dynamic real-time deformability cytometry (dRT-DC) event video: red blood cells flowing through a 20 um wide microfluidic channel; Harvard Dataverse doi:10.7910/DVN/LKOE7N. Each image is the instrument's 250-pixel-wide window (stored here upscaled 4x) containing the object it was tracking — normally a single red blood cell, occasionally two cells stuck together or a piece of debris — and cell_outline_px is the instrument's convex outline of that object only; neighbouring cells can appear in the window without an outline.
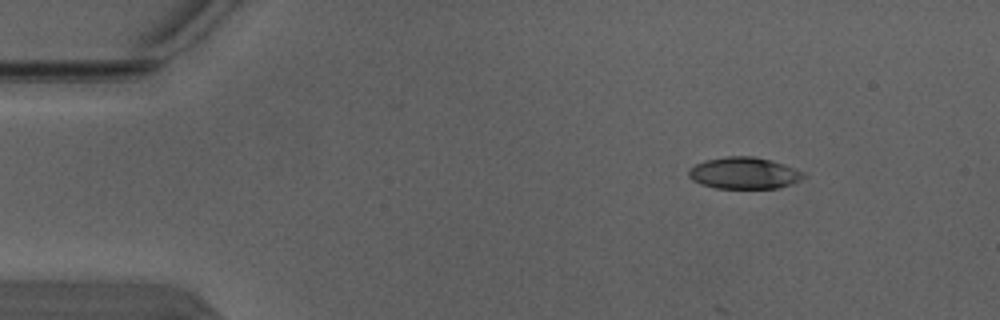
{"species": "Egyptian fruit bat (a non-hibernating species)", "species_latin": "Rousettus aegyptiacus", "temperature_condition": "warm", "stored_images_in_passage": 4, "camera_frame_rate_fps": 3000, "um_per_image_px": 0.085, "animal": {"sex": "male"}, "frame": {"image": 1, "passage_image": 1, "time_ms": 0.0, "image_size_px": [1000, 320], "cell_outline_px": [[804, 176], [800, 180], [792, 184], [780, 188], [716, 188], [700, 184], [692, 180], [688, 176], [688, 168], [704, 160], [728, 156], [756, 156], [772, 160], [784, 164], [804, 172]], "centroid_in_image_um": [63.23, 14.71], "position_along_channel_um": 21.8, "area_um2": 21.39}}
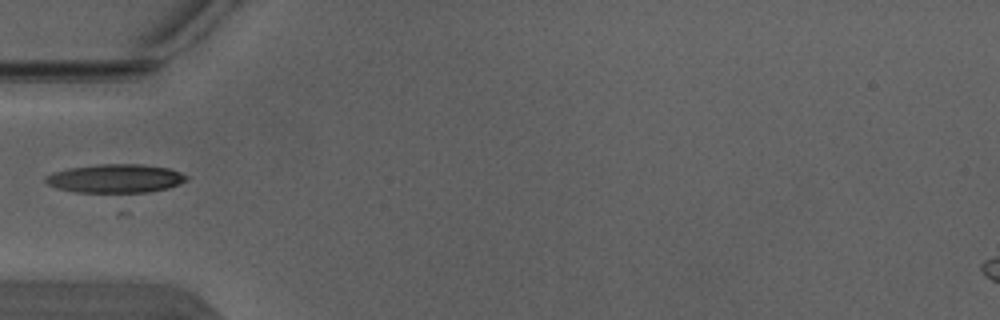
{"frame": {"image": 2, "passage_image": 3, "time_ms": 0.667, "image_size_px": [1000, 320], "cell_outline_px": [[188, 180], [180, 184], [168, 188], [128, 196], [116, 196], [76, 192], [56, 188], [48, 184], [44, 180], [44, 176], [52, 172], [68, 168], [100, 164], [140, 164], [168, 168], [180, 172], [188, 176]], "centroid_in_image_um": [9.8, 15.23], "position_along_channel_um": 75.2, "area_um2": 24.8}}
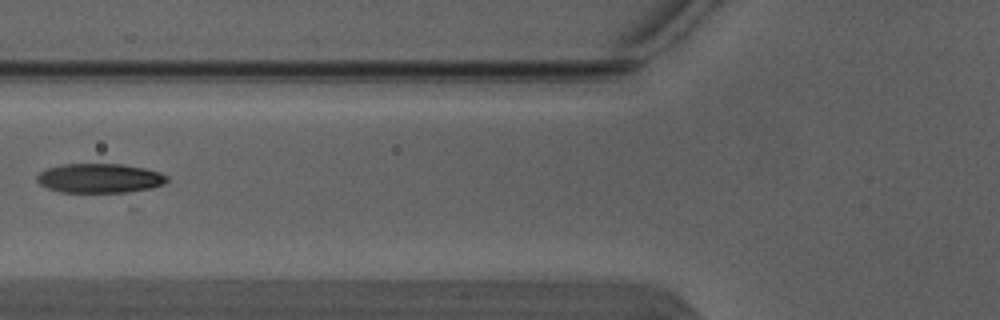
{"frame": {"image": 3, "passage_image": 4, "time_ms": 1.0, "image_size_px": [1000, 320], "cell_outline_px": [[168, 180], [164, 184], [152, 188], [136, 192], [60, 192], [48, 188], [40, 184], [36, 180], [36, 176], [40, 172], [48, 168], [64, 164], [120, 164], [144, 168], [160, 172], [168, 176]], "centroid_in_image_um": [8.5, 15.16], "position_along_channel_um": 117.3, "area_um2": 22.37}}